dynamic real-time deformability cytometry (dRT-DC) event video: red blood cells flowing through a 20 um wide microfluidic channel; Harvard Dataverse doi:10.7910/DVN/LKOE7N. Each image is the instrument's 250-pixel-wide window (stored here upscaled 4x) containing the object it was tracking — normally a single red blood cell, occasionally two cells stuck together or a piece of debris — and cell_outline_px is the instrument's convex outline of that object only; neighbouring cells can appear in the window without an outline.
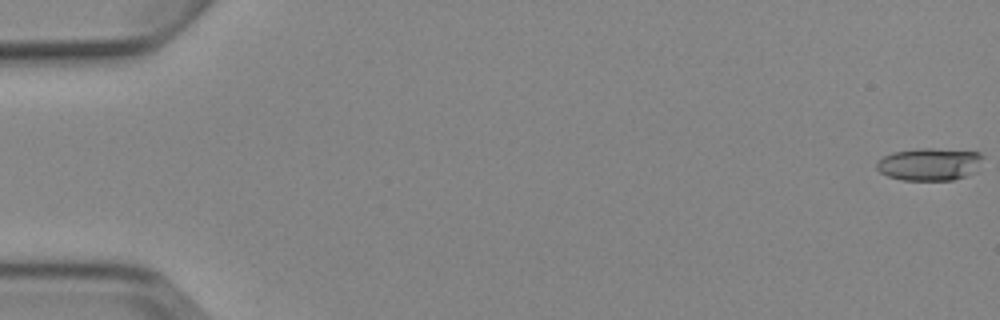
{"species": "Egyptian fruit bat (a non-hibernating species)", "species_latin": "Rousettus aegyptiacus", "temperature_condition": "cold", "stored_images_in_passage": 10, "camera_frame_rate_fps": 3000, "um_per_image_px": 0.085, "animal": {"sex": "female"}, "frame": {"image": 1, "passage_image": 1, "time_ms": 0.0, "image_size_px": [1000, 320], "cell_outline_px": [[984, 156], [976, 172], [952, 180], [904, 180], [888, 176], [880, 172], [876, 168], [876, 164], [884, 156], [892, 152], [916, 148], [932, 148], [980, 152]], "centroid_in_image_um": [79.02, 13.95], "position_along_channel_um": 6.0, "area_um2": 20.23}}
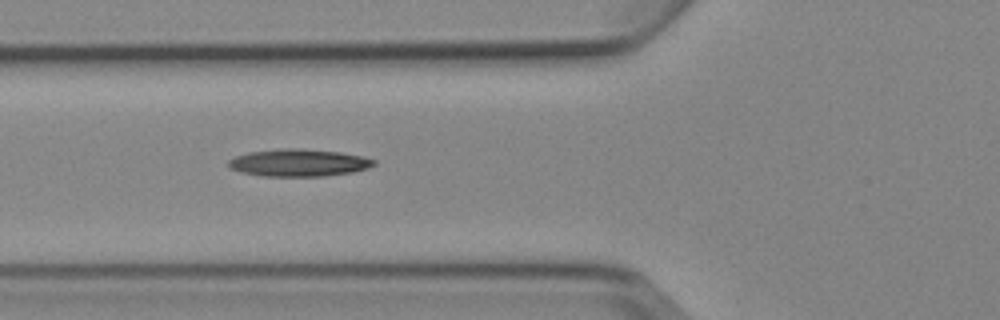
{"frame": {"image": 2, "passage_image": 6, "time_ms": 6.667, "image_size_px": [1000, 320], "cell_outline_px": [[376, 164], [368, 168], [352, 172], [324, 176], [260, 176], [240, 172], [228, 168], [228, 160], [236, 156], [248, 152], [284, 148], [300, 148], [340, 152], [364, 156], [376, 160]], "centroid_in_image_um": [25.38, 13.83], "position_along_channel_um": 100.4, "area_um2": 23.35}}
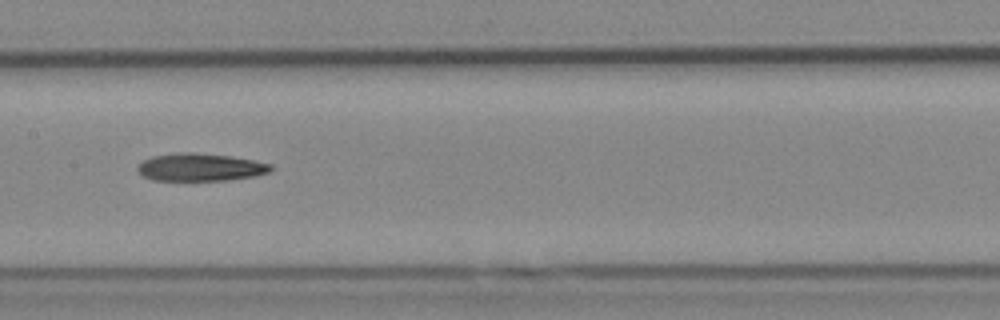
{"frame": {"image": 3, "passage_image": 8, "time_ms": 9.0, "image_size_px": [1000, 320], "cell_outline_px": [[272, 168], [268, 172], [256, 176], [228, 180], [152, 180], [140, 176], [136, 168], [144, 160], [152, 156], [176, 152], [192, 152], [232, 156], [272, 164]], "centroid_in_image_um": [16.99, 14.21], "position_along_channel_um": 190.4, "area_um2": 21.62}}